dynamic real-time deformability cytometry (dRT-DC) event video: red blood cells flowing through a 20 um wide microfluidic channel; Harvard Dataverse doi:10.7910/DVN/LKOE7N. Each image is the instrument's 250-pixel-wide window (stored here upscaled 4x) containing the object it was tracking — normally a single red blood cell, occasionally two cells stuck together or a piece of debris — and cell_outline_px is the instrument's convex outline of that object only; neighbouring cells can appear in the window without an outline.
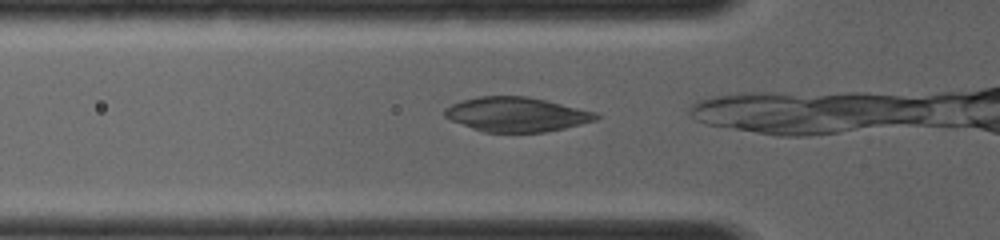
{"species": "common noctule bat (a hibernating species)", "species_latin": "Nyctalus noctula", "temperature_condition": "room temperature", "stored_images_in_passage": 7, "camera_frame_rate_fps": 4000, "um_per_image_px": 0.085, "animal": {"sex": "female", "body_mass_g": 19.0, "forearm_length_mm": 56.7}, "frame": {"image": 1, "passage_image": 2, "time_ms": 0.25, "image_size_px": [1000, 240], "cell_outline_px": [[600, 116], [596, 120], [564, 128], [544, 132], [484, 132], [472, 128], [452, 120], [444, 116], [444, 108], [452, 104], [476, 96], [528, 96], [596, 112]], "centroid_in_image_um": [43.89, 9.72], "position_along_channel_um": 81.9, "area_um2": 30.17}}
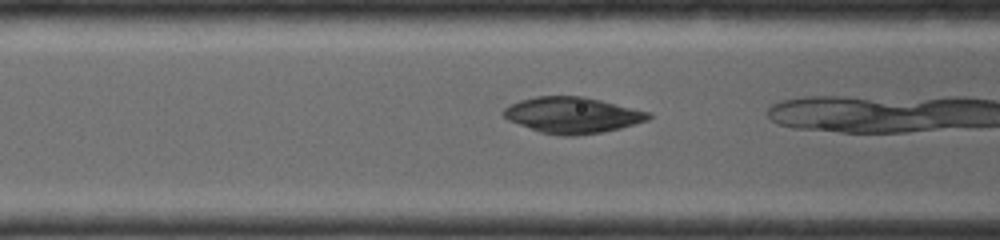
{"frame": {"image": 2, "passage_image": 5, "time_ms": 1.0, "image_size_px": [1000, 240], "cell_outline_px": [[652, 116], [648, 120], [620, 128], [600, 132], [572, 136], [564, 136], [540, 132], [508, 120], [504, 116], [504, 108], [520, 100], [536, 96], [584, 96], [652, 112]], "centroid_in_image_um": [48.69, 9.77], "position_along_channel_um": 117.9, "area_um2": 30.29}}